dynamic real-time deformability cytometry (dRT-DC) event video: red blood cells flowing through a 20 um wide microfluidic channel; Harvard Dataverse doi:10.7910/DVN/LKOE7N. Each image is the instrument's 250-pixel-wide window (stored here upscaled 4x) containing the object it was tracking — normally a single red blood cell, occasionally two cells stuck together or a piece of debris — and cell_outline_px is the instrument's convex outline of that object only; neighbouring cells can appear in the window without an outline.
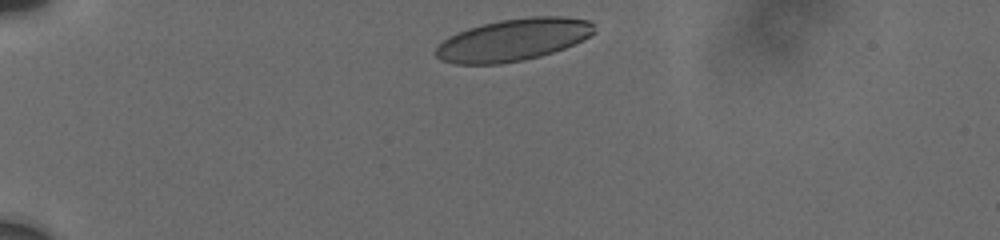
{"species": "human", "species_latin": "Homo sapiens", "temperature_condition": "cold", "stored_images_in_passage": 13, "camera_frame_rate_fps": 3000, "um_per_image_px": 0.085, "donor": {"sex": "male"}, "frame": {"image": 1, "passage_image": 1, "time_ms": 0.0, "image_size_px": [1000, 240], "cell_outline_px": [[596, 32], [564, 48], [540, 56], [524, 60], [500, 64], [456, 64], [440, 60], [436, 56], [436, 48], [448, 36], [456, 32], [468, 28], [500, 20], [532, 16], [564, 16], [588, 20], [592, 24]], "centroid_in_image_um": [43.6, 3.38], "position_along_channel_um": 41.4, "area_um2": 38.73}}
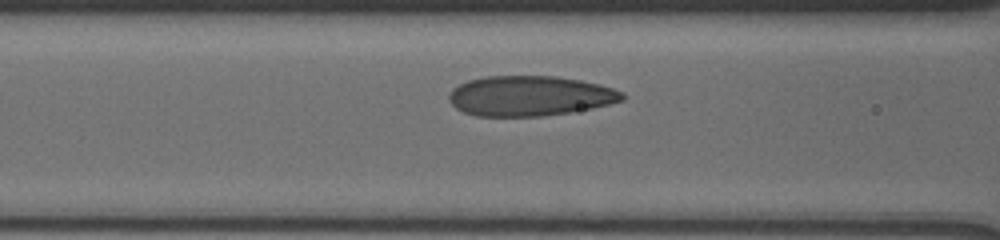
{"frame": {"image": 2, "passage_image": 8, "time_ms": 3.667, "image_size_px": [1000, 240], "cell_outline_px": [[624, 100], [592, 108], [572, 112], [544, 116], [476, 116], [464, 112], [456, 108], [448, 100], [448, 92], [452, 88], [468, 80], [484, 76], [556, 76], [580, 80], [600, 84], [624, 92]], "centroid_in_image_um": [45.02, 8.15], "position_along_channel_um": 121.6, "area_um2": 40.75}}
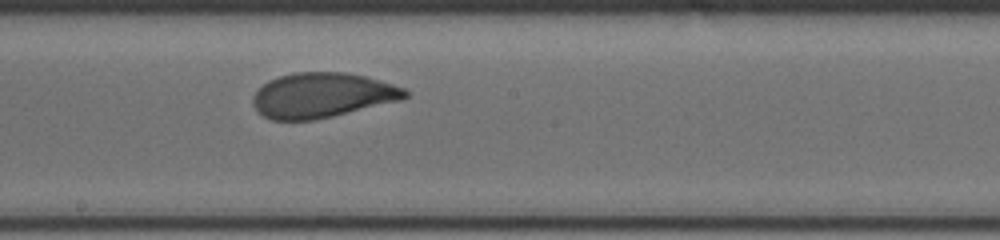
{"frame": {"image": 3, "passage_image": 13, "time_ms": 6.333, "image_size_px": [1000, 240], "cell_outline_px": [[408, 96], [400, 100], [332, 116], [312, 120], [272, 120], [264, 116], [252, 104], [252, 96], [268, 80], [292, 72], [344, 72], [364, 76], [392, 84], [404, 88], [408, 92]], "centroid_in_image_um": [27.36, 8.09], "position_along_channel_um": 220.8, "area_um2": 39.48}}